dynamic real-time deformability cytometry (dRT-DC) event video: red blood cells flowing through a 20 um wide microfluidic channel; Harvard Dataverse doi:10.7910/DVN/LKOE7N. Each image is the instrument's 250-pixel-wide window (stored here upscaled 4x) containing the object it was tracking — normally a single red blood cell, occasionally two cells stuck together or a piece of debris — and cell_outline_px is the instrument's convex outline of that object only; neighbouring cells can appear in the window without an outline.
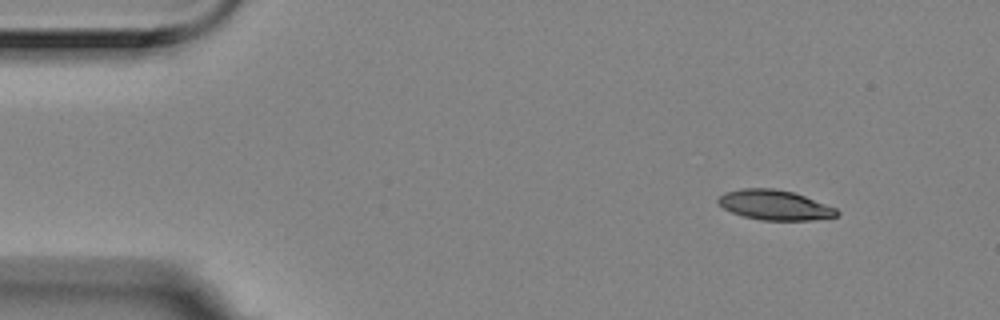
{"species": "Egyptian fruit bat (a non-hibernating species)", "species_latin": "Rousettus aegyptiacus", "temperature_condition": "room temperature", "stored_images_in_passage": 5, "segment_of_instrument_passage": [1, 2], "camera_frame_rate_fps": 3000, "um_per_image_px": 0.085, "animal": {"sex": "female"}, "frame": {"image": 1, "passage_image": 1, "time_ms": 0.0, "image_size_px": [1000, 320], "cell_outline_px": [[840, 212], [836, 216], [812, 220], [760, 220], [744, 216], [732, 212], [724, 208], [716, 200], [724, 192], [740, 188], [772, 188], [792, 192], [804, 196], [836, 208]], "centroid_in_image_um": [65.83, 17.42], "position_along_channel_um": 19.2, "area_um2": 20.52}}